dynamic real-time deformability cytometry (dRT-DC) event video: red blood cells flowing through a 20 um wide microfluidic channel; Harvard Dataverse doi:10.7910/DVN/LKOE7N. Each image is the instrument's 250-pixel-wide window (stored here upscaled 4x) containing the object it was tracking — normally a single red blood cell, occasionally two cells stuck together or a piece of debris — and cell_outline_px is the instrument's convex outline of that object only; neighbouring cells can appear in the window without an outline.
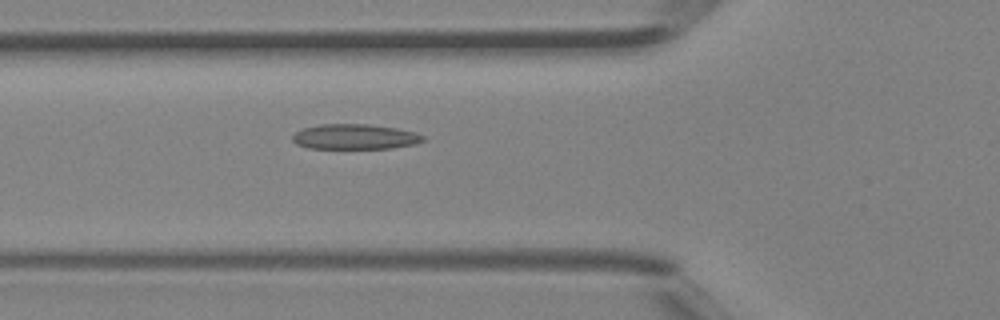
{"species": "Egyptian fruit bat (a non-hibernating species)", "species_latin": "Rousettus aegyptiacus", "temperature_condition": "room temperature", "stored_images_in_passage": 46, "camera_frame_rate_fps": 3000, "um_per_image_px": 0.085, "animal": {"sex": "female"}, "frame": {"image": 1, "passage_image": 17, "time_ms": 5.333, "image_size_px": [1000, 320], "cell_outline_px": [[424, 140], [416, 144], [392, 148], [308, 148], [296, 144], [292, 140], [292, 136], [296, 132], [304, 128], [320, 124], [368, 124], [396, 128], [416, 132], [424, 136]], "centroid_in_image_um": [30.17, 11.62], "position_along_channel_um": 95.6, "area_um2": 19.13}}
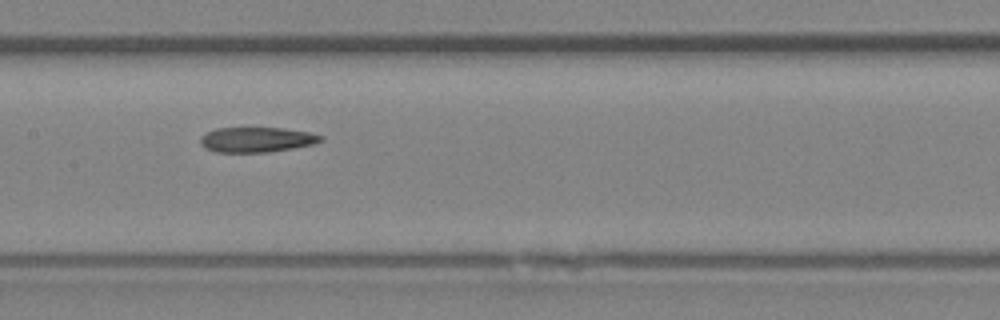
{"frame": {"image": 2, "passage_image": 23, "time_ms": 7.333, "image_size_px": [1000, 320], "cell_outline_px": [[324, 140], [312, 144], [292, 148], [268, 152], [216, 152], [204, 148], [200, 144], [200, 136], [216, 128], [284, 128], [308, 132], [324, 136]], "centroid_in_image_um": [21.8, 11.87], "position_along_channel_um": 185.6, "area_um2": 17.57}}
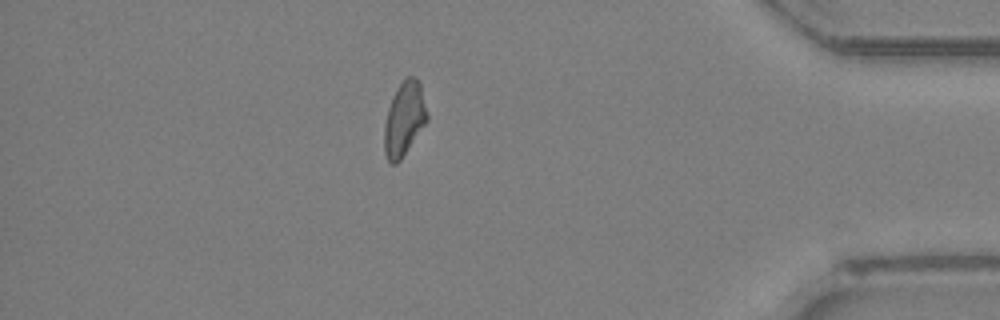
{"frame": {"image": 3, "passage_image": 40, "time_ms": 13.0, "image_size_px": [1000, 320], "cell_outline_px": [[428, 120], [400, 160], [396, 164], [392, 164], [388, 160], [384, 152], [384, 124], [388, 108], [392, 96], [396, 88], [404, 76], [412, 76], [420, 80], [428, 116]], "centroid_in_image_um": [34.36, 10.06], "position_along_channel_um": 400.8, "area_um2": 18.67}}